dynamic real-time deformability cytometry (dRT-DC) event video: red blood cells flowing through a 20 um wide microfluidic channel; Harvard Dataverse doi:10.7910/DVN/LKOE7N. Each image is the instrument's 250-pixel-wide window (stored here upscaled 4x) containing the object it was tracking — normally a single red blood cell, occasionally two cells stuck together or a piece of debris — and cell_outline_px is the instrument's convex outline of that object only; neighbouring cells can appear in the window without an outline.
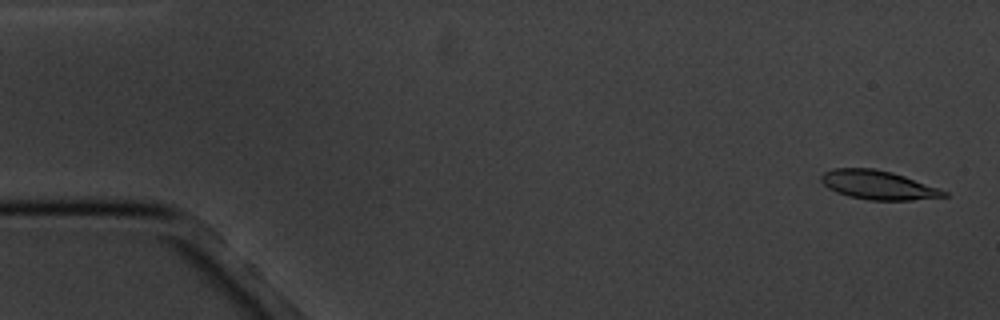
{"species": "common noctule bat (a hibernating species)", "species_latin": "Nyctalus noctula", "temperature_condition": "cold", "stored_images_in_passage": 5, "camera_frame_rate_fps": 3000, "um_per_image_px": 0.085, "animal": {"sex": "male", "body_mass_g": 20.1, "forearm_length_mm": 53.5}, "frame": {"image": 1, "passage_image": 1, "time_ms": 0.0, "image_size_px": [1000, 320], "cell_outline_px": [[948, 196], [912, 200], [868, 200], [848, 196], [836, 192], [828, 188], [820, 180], [820, 176], [824, 172], [832, 168], [876, 168], [892, 172], [904, 176], [948, 192]], "centroid_in_image_um": [74.59, 15.72], "position_along_channel_um": 10.4, "area_um2": 20.63}}
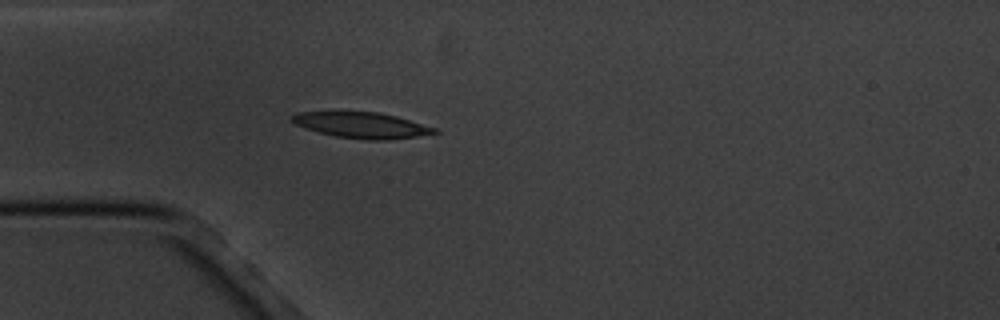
{"frame": {"image": 2, "passage_image": 5, "time_ms": 4.667, "image_size_px": [1000, 320], "cell_outline_px": [[440, 132], [416, 136], [388, 140], [368, 140], [336, 136], [304, 128], [288, 120], [288, 116], [296, 112], [380, 112], [396, 116], [436, 128]], "centroid_in_image_um": [30.69, 10.63], "position_along_channel_um": 54.3, "area_um2": 21.39}}